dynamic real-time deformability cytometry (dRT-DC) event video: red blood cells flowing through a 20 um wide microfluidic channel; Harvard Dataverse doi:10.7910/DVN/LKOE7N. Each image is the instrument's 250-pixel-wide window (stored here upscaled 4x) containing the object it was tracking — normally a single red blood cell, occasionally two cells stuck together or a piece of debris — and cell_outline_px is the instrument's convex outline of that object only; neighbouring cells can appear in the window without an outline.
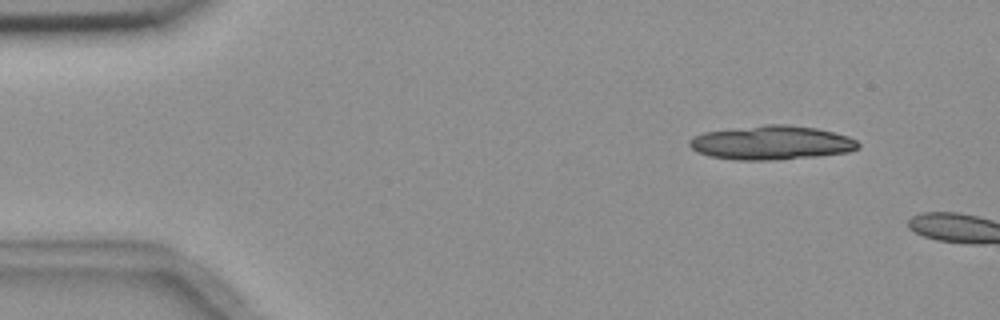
{"species": "common noctule bat (a hibernating species)", "species_latin": "Nyctalus noctula", "temperature_condition": "room temperature", "stored_images_in_passage": 3, "camera_frame_rate_fps": 3000, "um_per_image_px": 0.085, "animal": {"sex": "female", "body_mass_g": 18.4}, "frame": {"image": 1, "passage_image": 2, "time_ms": 1.0, "image_size_px": [1000, 320], "cell_outline_px": [[860, 148], [848, 152], [816, 156], [772, 160], [736, 160], [708, 156], [696, 152], [688, 144], [688, 140], [704, 132], [764, 124], [788, 124], [816, 128], [848, 136], [856, 140], [860, 144]], "centroid_in_image_um": [65.57, 12.13], "position_along_channel_um": 19.4, "area_um2": 33.52}}